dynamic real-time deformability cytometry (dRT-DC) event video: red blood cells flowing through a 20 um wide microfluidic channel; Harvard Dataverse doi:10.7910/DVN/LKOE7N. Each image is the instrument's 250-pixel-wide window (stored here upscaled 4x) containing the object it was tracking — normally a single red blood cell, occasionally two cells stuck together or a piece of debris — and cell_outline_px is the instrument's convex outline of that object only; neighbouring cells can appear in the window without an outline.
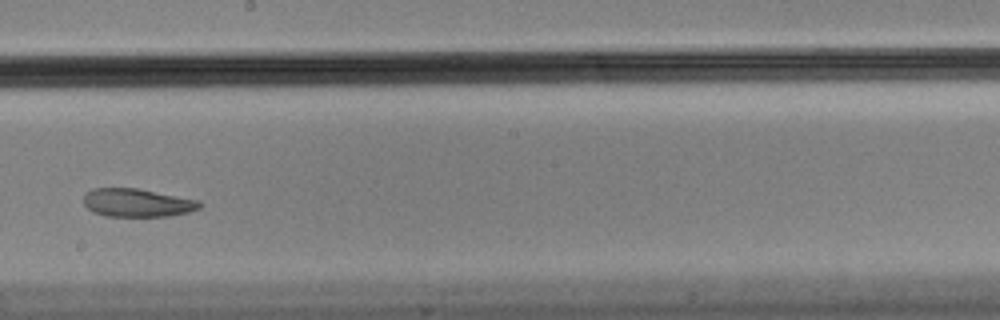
{"species": "Egyptian fruit bat (a non-hibernating species)", "species_latin": "Rousettus aegyptiacus", "temperature_condition": "cold", "stored_images_in_passage": 10, "segment_of_instrument_passage": [1, 2], "camera_frame_rate_fps": 3000, "um_per_image_px": 0.085, "animal": {"sex": "male"}, "frame": {"image": 1, "passage_image": 9, "time_ms": 2.667, "image_size_px": [1000, 320], "cell_outline_px": [[200, 208], [188, 212], [168, 216], [104, 216], [92, 212], [84, 204], [84, 192], [92, 188], [136, 188], [200, 200]], "centroid_in_image_um": [11.62, 17.23], "position_along_channel_um": 236.6, "area_um2": 19.13}}